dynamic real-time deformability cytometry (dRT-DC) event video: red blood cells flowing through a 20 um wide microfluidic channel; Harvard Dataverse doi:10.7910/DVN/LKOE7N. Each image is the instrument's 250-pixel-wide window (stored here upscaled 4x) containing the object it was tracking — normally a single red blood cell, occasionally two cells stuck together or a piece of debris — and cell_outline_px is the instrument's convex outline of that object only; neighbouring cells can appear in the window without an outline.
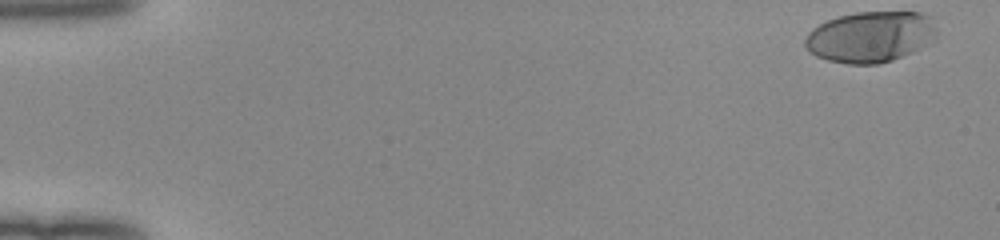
{"species": "human", "species_latin": "Homo sapiens", "temperature_condition": "room temperature", "stored_images_in_passage": 51, "camera_frame_rate_fps": 3000, "um_per_image_px": 0.085, "donor": {"sex": "female"}, "frame": {"image": 1, "passage_image": 1, "time_ms": 0.0, "image_size_px": [1000, 240], "cell_outline_px": [[936, 40], [912, 52], [892, 60], [876, 64], [848, 64], [828, 60], [816, 56], [808, 52], [804, 44], [804, 40], [808, 32], [812, 28], [828, 20], [840, 16], [856, 12], [920, 12], [932, 16], [936, 28]], "centroid_in_image_um": [74.01, 3.13], "position_along_channel_um": 11.0, "area_um2": 39.42}}
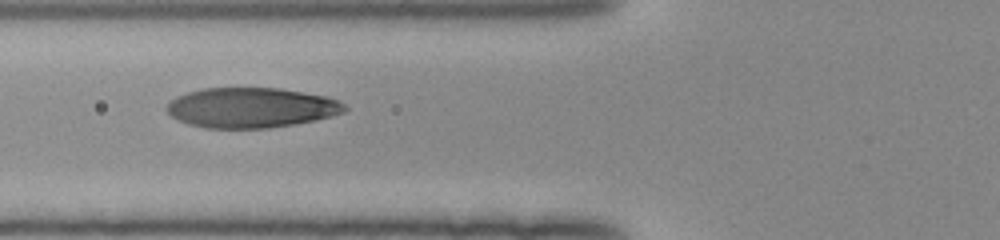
{"frame": {"image": 2, "passage_image": 20, "time_ms": 6.333, "image_size_px": [1000, 240], "cell_outline_px": [[348, 108], [344, 112], [332, 116], [292, 124], [268, 128], [204, 128], [188, 124], [172, 116], [164, 108], [176, 96], [188, 92], [204, 88], [280, 88], [328, 96], [340, 100]], "centroid_in_image_um": [21.36, 9.14], "position_along_channel_um": 104.4, "area_um2": 41.56}}
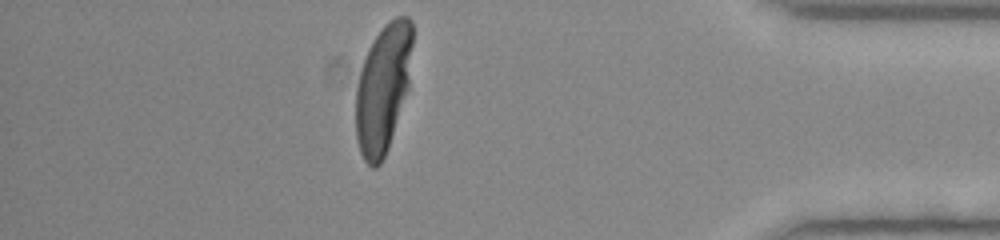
{"frame": {"image": 3, "passage_image": 45, "time_ms": 14.667, "image_size_px": [1000, 240], "cell_outline_px": [[412, 44], [408, 88], [388, 148], [380, 164], [376, 168], [372, 168], [364, 160], [360, 152], [356, 140], [356, 88], [360, 72], [368, 48], [376, 36], [396, 16], [408, 16], [412, 20]], "centroid_in_image_um": [32.55, 7.54], "position_along_channel_um": 402.7, "area_um2": 41.96}, "authors_computed_cell_mechanics": {"area_um2": 42.6564, "velocity_mm_per_s": 3.9917, "shape_relaxation_time_tau1_ms": 3.2598, "shape_relaxation_time_tau2_ms": null, "deformation_change_tau1": 0.211, "deformation_change_tau2": null}}